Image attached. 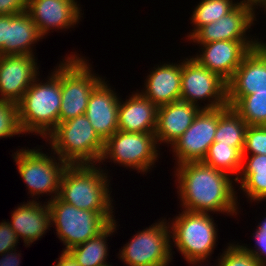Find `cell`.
<instances>
[{
	"instance_id": "obj_1",
	"label": "cell",
	"mask_w": 266,
	"mask_h": 266,
	"mask_svg": "<svg viewBox=\"0 0 266 266\" xmlns=\"http://www.w3.org/2000/svg\"><path fill=\"white\" fill-rule=\"evenodd\" d=\"M177 195L182 209L191 212L239 214L236 183L232 176L202 161L174 166ZM234 180V182H233ZM180 196V197H179ZM238 213V214H237Z\"/></svg>"
},
{
	"instance_id": "obj_2",
	"label": "cell",
	"mask_w": 266,
	"mask_h": 266,
	"mask_svg": "<svg viewBox=\"0 0 266 266\" xmlns=\"http://www.w3.org/2000/svg\"><path fill=\"white\" fill-rule=\"evenodd\" d=\"M101 167L98 164L68 165L61 177L58 198L82 210L102 212L114 222L110 175Z\"/></svg>"
},
{
	"instance_id": "obj_3",
	"label": "cell",
	"mask_w": 266,
	"mask_h": 266,
	"mask_svg": "<svg viewBox=\"0 0 266 266\" xmlns=\"http://www.w3.org/2000/svg\"><path fill=\"white\" fill-rule=\"evenodd\" d=\"M49 73L46 82L39 76L26 90L18 104L23 133L46 138L59 124L61 106V61Z\"/></svg>"
},
{
	"instance_id": "obj_4",
	"label": "cell",
	"mask_w": 266,
	"mask_h": 266,
	"mask_svg": "<svg viewBox=\"0 0 266 266\" xmlns=\"http://www.w3.org/2000/svg\"><path fill=\"white\" fill-rule=\"evenodd\" d=\"M45 139L68 165L99 164L104 150V141L85 114L59 123Z\"/></svg>"
},
{
	"instance_id": "obj_5",
	"label": "cell",
	"mask_w": 266,
	"mask_h": 266,
	"mask_svg": "<svg viewBox=\"0 0 266 266\" xmlns=\"http://www.w3.org/2000/svg\"><path fill=\"white\" fill-rule=\"evenodd\" d=\"M169 221L172 247L181 253L186 261L211 259L218 240V229L211 213L181 210ZM171 222V223H170ZM174 244V245H173ZM173 245V246H172Z\"/></svg>"
},
{
	"instance_id": "obj_6",
	"label": "cell",
	"mask_w": 266,
	"mask_h": 266,
	"mask_svg": "<svg viewBox=\"0 0 266 266\" xmlns=\"http://www.w3.org/2000/svg\"><path fill=\"white\" fill-rule=\"evenodd\" d=\"M64 57L61 61L59 123L85 114L91 92L104 79L94 73L91 64L87 62L89 60L79 53Z\"/></svg>"
},
{
	"instance_id": "obj_7",
	"label": "cell",
	"mask_w": 266,
	"mask_h": 266,
	"mask_svg": "<svg viewBox=\"0 0 266 266\" xmlns=\"http://www.w3.org/2000/svg\"><path fill=\"white\" fill-rule=\"evenodd\" d=\"M34 147V149H22L14 152L13 160L17 164L18 172L26 184L28 194L33 198L40 195L51 196L48 201H52L58 197L60 181L63 171L68 164L60 159L53 151L49 155L48 152L41 151L43 148ZM57 159V160H56Z\"/></svg>"
},
{
	"instance_id": "obj_8",
	"label": "cell",
	"mask_w": 266,
	"mask_h": 266,
	"mask_svg": "<svg viewBox=\"0 0 266 266\" xmlns=\"http://www.w3.org/2000/svg\"><path fill=\"white\" fill-rule=\"evenodd\" d=\"M47 203L51 214V226L56 227L57 238L65 246L63 251L98 236L112 223L102 212L76 208L58 197Z\"/></svg>"
},
{
	"instance_id": "obj_9",
	"label": "cell",
	"mask_w": 266,
	"mask_h": 266,
	"mask_svg": "<svg viewBox=\"0 0 266 266\" xmlns=\"http://www.w3.org/2000/svg\"><path fill=\"white\" fill-rule=\"evenodd\" d=\"M154 133H133L117 130L104 142L98 165L109 159L113 163L147 174L160 155ZM150 169V170H149Z\"/></svg>"
},
{
	"instance_id": "obj_10",
	"label": "cell",
	"mask_w": 266,
	"mask_h": 266,
	"mask_svg": "<svg viewBox=\"0 0 266 266\" xmlns=\"http://www.w3.org/2000/svg\"><path fill=\"white\" fill-rule=\"evenodd\" d=\"M132 237L119 249L118 258L124 265L169 266L174 251H171L170 226L165 217Z\"/></svg>"
},
{
	"instance_id": "obj_11",
	"label": "cell",
	"mask_w": 266,
	"mask_h": 266,
	"mask_svg": "<svg viewBox=\"0 0 266 266\" xmlns=\"http://www.w3.org/2000/svg\"><path fill=\"white\" fill-rule=\"evenodd\" d=\"M189 57L182 60L180 100L201 109L227 106V82ZM199 101L206 103L201 107Z\"/></svg>"
},
{
	"instance_id": "obj_12",
	"label": "cell",
	"mask_w": 266,
	"mask_h": 266,
	"mask_svg": "<svg viewBox=\"0 0 266 266\" xmlns=\"http://www.w3.org/2000/svg\"><path fill=\"white\" fill-rule=\"evenodd\" d=\"M218 120L219 108L199 111L191 126L170 146L176 165L203 161L214 142Z\"/></svg>"
},
{
	"instance_id": "obj_13",
	"label": "cell",
	"mask_w": 266,
	"mask_h": 266,
	"mask_svg": "<svg viewBox=\"0 0 266 266\" xmlns=\"http://www.w3.org/2000/svg\"><path fill=\"white\" fill-rule=\"evenodd\" d=\"M253 6L247 0L240 3L227 15L216 22L200 27L189 39L196 44L210 43L214 41L257 40L249 36L251 26L256 24V14Z\"/></svg>"
},
{
	"instance_id": "obj_14",
	"label": "cell",
	"mask_w": 266,
	"mask_h": 266,
	"mask_svg": "<svg viewBox=\"0 0 266 266\" xmlns=\"http://www.w3.org/2000/svg\"><path fill=\"white\" fill-rule=\"evenodd\" d=\"M256 42L257 40H223L197 44L201 47L200 54L197 53L192 58L228 83L244 56L256 47Z\"/></svg>"
},
{
	"instance_id": "obj_15",
	"label": "cell",
	"mask_w": 266,
	"mask_h": 266,
	"mask_svg": "<svg viewBox=\"0 0 266 266\" xmlns=\"http://www.w3.org/2000/svg\"><path fill=\"white\" fill-rule=\"evenodd\" d=\"M77 0H28L26 12L44 38L50 30H68L81 20L82 8Z\"/></svg>"
},
{
	"instance_id": "obj_16",
	"label": "cell",
	"mask_w": 266,
	"mask_h": 266,
	"mask_svg": "<svg viewBox=\"0 0 266 266\" xmlns=\"http://www.w3.org/2000/svg\"><path fill=\"white\" fill-rule=\"evenodd\" d=\"M35 55H0V99L18 103L40 75Z\"/></svg>"
},
{
	"instance_id": "obj_17",
	"label": "cell",
	"mask_w": 266,
	"mask_h": 266,
	"mask_svg": "<svg viewBox=\"0 0 266 266\" xmlns=\"http://www.w3.org/2000/svg\"><path fill=\"white\" fill-rule=\"evenodd\" d=\"M104 79L90 94L85 115L98 136L105 142L118 130L120 96ZM119 96V97H118Z\"/></svg>"
},
{
	"instance_id": "obj_18",
	"label": "cell",
	"mask_w": 266,
	"mask_h": 266,
	"mask_svg": "<svg viewBox=\"0 0 266 266\" xmlns=\"http://www.w3.org/2000/svg\"><path fill=\"white\" fill-rule=\"evenodd\" d=\"M182 62L154 65L140 92L157 107L180 100Z\"/></svg>"
},
{
	"instance_id": "obj_19",
	"label": "cell",
	"mask_w": 266,
	"mask_h": 266,
	"mask_svg": "<svg viewBox=\"0 0 266 266\" xmlns=\"http://www.w3.org/2000/svg\"><path fill=\"white\" fill-rule=\"evenodd\" d=\"M8 223L20 238L29 247L33 242L41 240L51 226V214L48 203L44 204L36 199L23 202L11 213Z\"/></svg>"
},
{
	"instance_id": "obj_20",
	"label": "cell",
	"mask_w": 266,
	"mask_h": 266,
	"mask_svg": "<svg viewBox=\"0 0 266 266\" xmlns=\"http://www.w3.org/2000/svg\"><path fill=\"white\" fill-rule=\"evenodd\" d=\"M201 108L178 100L158 107L155 137L157 144L171 146L193 123Z\"/></svg>"
},
{
	"instance_id": "obj_21",
	"label": "cell",
	"mask_w": 266,
	"mask_h": 266,
	"mask_svg": "<svg viewBox=\"0 0 266 266\" xmlns=\"http://www.w3.org/2000/svg\"><path fill=\"white\" fill-rule=\"evenodd\" d=\"M118 106V130L133 133H155L158 107L138 89Z\"/></svg>"
},
{
	"instance_id": "obj_22",
	"label": "cell",
	"mask_w": 266,
	"mask_h": 266,
	"mask_svg": "<svg viewBox=\"0 0 266 266\" xmlns=\"http://www.w3.org/2000/svg\"><path fill=\"white\" fill-rule=\"evenodd\" d=\"M266 91V54L257 46L243 58L227 83V96H246Z\"/></svg>"
},
{
	"instance_id": "obj_23",
	"label": "cell",
	"mask_w": 266,
	"mask_h": 266,
	"mask_svg": "<svg viewBox=\"0 0 266 266\" xmlns=\"http://www.w3.org/2000/svg\"><path fill=\"white\" fill-rule=\"evenodd\" d=\"M43 37L25 11L17 15H8L7 41L0 48V55H35L34 44Z\"/></svg>"
},
{
	"instance_id": "obj_24",
	"label": "cell",
	"mask_w": 266,
	"mask_h": 266,
	"mask_svg": "<svg viewBox=\"0 0 266 266\" xmlns=\"http://www.w3.org/2000/svg\"><path fill=\"white\" fill-rule=\"evenodd\" d=\"M117 219L112 222L103 232L83 244L73 247L68 252L75 258L80 266H107L108 260V237L113 236L117 230ZM113 234V235H112Z\"/></svg>"
},
{
	"instance_id": "obj_25",
	"label": "cell",
	"mask_w": 266,
	"mask_h": 266,
	"mask_svg": "<svg viewBox=\"0 0 266 266\" xmlns=\"http://www.w3.org/2000/svg\"><path fill=\"white\" fill-rule=\"evenodd\" d=\"M247 126L232 107H221L214 142L236 147L242 153Z\"/></svg>"
},
{
	"instance_id": "obj_26",
	"label": "cell",
	"mask_w": 266,
	"mask_h": 266,
	"mask_svg": "<svg viewBox=\"0 0 266 266\" xmlns=\"http://www.w3.org/2000/svg\"><path fill=\"white\" fill-rule=\"evenodd\" d=\"M227 103L248 126H266V91L246 96H227Z\"/></svg>"
},
{
	"instance_id": "obj_27",
	"label": "cell",
	"mask_w": 266,
	"mask_h": 266,
	"mask_svg": "<svg viewBox=\"0 0 266 266\" xmlns=\"http://www.w3.org/2000/svg\"><path fill=\"white\" fill-rule=\"evenodd\" d=\"M202 162L237 179L242 167V153L236 147L213 142Z\"/></svg>"
},
{
	"instance_id": "obj_28",
	"label": "cell",
	"mask_w": 266,
	"mask_h": 266,
	"mask_svg": "<svg viewBox=\"0 0 266 266\" xmlns=\"http://www.w3.org/2000/svg\"><path fill=\"white\" fill-rule=\"evenodd\" d=\"M240 2L235 0H201L194 10L190 23L194 28L186 36L189 39L200 27L216 22L231 12Z\"/></svg>"
},
{
	"instance_id": "obj_29",
	"label": "cell",
	"mask_w": 266,
	"mask_h": 266,
	"mask_svg": "<svg viewBox=\"0 0 266 266\" xmlns=\"http://www.w3.org/2000/svg\"><path fill=\"white\" fill-rule=\"evenodd\" d=\"M235 182L250 202L266 201V169L241 170Z\"/></svg>"
},
{
	"instance_id": "obj_30",
	"label": "cell",
	"mask_w": 266,
	"mask_h": 266,
	"mask_svg": "<svg viewBox=\"0 0 266 266\" xmlns=\"http://www.w3.org/2000/svg\"><path fill=\"white\" fill-rule=\"evenodd\" d=\"M23 133L18 115V104L0 99V139Z\"/></svg>"
},
{
	"instance_id": "obj_31",
	"label": "cell",
	"mask_w": 266,
	"mask_h": 266,
	"mask_svg": "<svg viewBox=\"0 0 266 266\" xmlns=\"http://www.w3.org/2000/svg\"><path fill=\"white\" fill-rule=\"evenodd\" d=\"M218 260L220 266H262L259 260L239 243H227Z\"/></svg>"
},
{
	"instance_id": "obj_32",
	"label": "cell",
	"mask_w": 266,
	"mask_h": 266,
	"mask_svg": "<svg viewBox=\"0 0 266 266\" xmlns=\"http://www.w3.org/2000/svg\"><path fill=\"white\" fill-rule=\"evenodd\" d=\"M266 154V126H247L242 155Z\"/></svg>"
},
{
	"instance_id": "obj_33",
	"label": "cell",
	"mask_w": 266,
	"mask_h": 266,
	"mask_svg": "<svg viewBox=\"0 0 266 266\" xmlns=\"http://www.w3.org/2000/svg\"><path fill=\"white\" fill-rule=\"evenodd\" d=\"M19 238L10 224L6 221L0 222V255L17 248Z\"/></svg>"
},
{
	"instance_id": "obj_34",
	"label": "cell",
	"mask_w": 266,
	"mask_h": 266,
	"mask_svg": "<svg viewBox=\"0 0 266 266\" xmlns=\"http://www.w3.org/2000/svg\"><path fill=\"white\" fill-rule=\"evenodd\" d=\"M252 234V238H254L256 242L255 247L250 248L246 244H242V246L247 251L251 252L259 260L262 266H266V233L255 230Z\"/></svg>"
},
{
	"instance_id": "obj_35",
	"label": "cell",
	"mask_w": 266,
	"mask_h": 266,
	"mask_svg": "<svg viewBox=\"0 0 266 266\" xmlns=\"http://www.w3.org/2000/svg\"><path fill=\"white\" fill-rule=\"evenodd\" d=\"M28 0H0V15H17L27 9Z\"/></svg>"
},
{
	"instance_id": "obj_36",
	"label": "cell",
	"mask_w": 266,
	"mask_h": 266,
	"mask_svg": "<svg viewBox=\"0 0 266 266\" xmlns=\"http://www.w3.org/2000/svg\"><path fill=\"white\" fill-rule=\"evenodd\" d=\"M266 169V154L242 155L241 170Z\"/></svg>"
},
{
	"instance_id": "obj_37",
	"label": "cell",
	"mask_w": 266,
	"mask_h": 266,
	"mask_svg": "<svg viewBox=\"0 0 266 266\" xmlns=\"http://www.w3.org/2000/svg\"><path fill=\"white\" fill-rule=\"evenodd\" d=\"M16 248L1 254L0 266H20L21 263V253L17 251ZM19 252V253H18Z\"/></svg>"
},
{
	"instance_id": "obj_38",
	"label": "cell",
	"mask_w": 266,
	"mask_h": 266,
	"mask_svg": "<svg viewBox=\"0 0 266 266\" xmlns=\"http://www.w3.org/2000/svg\"><path fill=\"white\" fill-rule=\"evenodd\" d=\"M54 266H80L75 258L68 252L62 251Z\"/></svg>"
},
{
	"instance_id": "obj_39",
	"label": "cell",
	"mask_w": 266,
	"mask_h": 266,
	"mask_svg": "<svg viewBox=\"0 0 266 266\" xmlns=\"http://www.w3.org/2000/svg\"><path fill=\"white\" fill-rule=\"evenodd\" d=\"M8 15H0V48L7 41Z\"/></svg>"
},
{
	"instance_id": "obj_40",
	"label": "cell",
	"mask_w": 266,
	"mask_h": 266,
	"mask_svg": "<svg viewBox=\"0 0 266 266\" xmlns=\"http://www.w3.org/2000/svg\"><path fill=\"white\" fill-rule=\"evenodd\" d=\"M254 8V10L256 11V9L262 8V9H266V0H247ZM259 6V8H258Z\"/></svg>"
},
{
	"instance_id": "obj_41",
	"label": "cell",
	"mask_w": 266,
	"mask_h": 266,
	"mask_svg": "<svg viewBox=\"0 0 266 266\" xmlns=\"http://www.w3.org/2000/svg\"><path fill=\"white\" fill-rule=\"evenodd\" d=\"M205 262H206V260H192V261H187V263H188L189 265L192 264V266H202V265L205 264ZM201 263H202V264H201ZM203 263H204V264H203ZM216 263H217V264H214V266H215V265H216V266H220L218 261H217ZM205 265L208 266L207 263H206ZM205 265H204V266H205ZM211 266H213V265H211Z\"/></svg>"
},
{
	"instance_id": "obj_42",
	"label": "cell",
	"mask_w": 266,
	"mask_h": 266,
	"mask_svg": "<svg viewBox=\"0 0 266 266\" xmlns=\"http://www.w3.org/2000/svg\"><path fill=\"white\" fill-rule=\"evenodd\" d=\"M266 9L264 10V13L266 15ZM260 40V41H259ZM256 46L263 52L266 54V43L264 42V40L259 39V37H257V42H256Z\"/></svg>"
},
{
	"instance_id": "obj_43",
	"label": "cell",
	"mask_w": 266,
	"mask_h": 266,
	"mask_svg": "<svg viewBox=\"0 0 266 266\" xmlns=\"http://www.w3.org/2000/svg\"><path fill=\"white\" fill-rule=\"evenodd\" d=\"M263 219L264 220L258 222L256 230L266 233V216Z\"/></svg>"
}]
</instances>
